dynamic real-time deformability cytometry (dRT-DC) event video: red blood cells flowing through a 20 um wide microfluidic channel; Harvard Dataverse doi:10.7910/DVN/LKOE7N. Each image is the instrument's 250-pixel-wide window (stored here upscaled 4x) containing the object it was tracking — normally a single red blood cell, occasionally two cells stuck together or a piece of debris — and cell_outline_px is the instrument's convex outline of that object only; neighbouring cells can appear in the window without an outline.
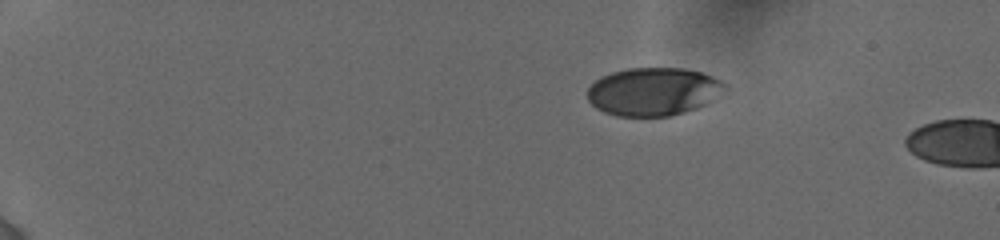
{"species": "human", "species_latin": "Homo sapiens", "temperature_condition": "cold", "stored_images_in_passage": 4, "camera_frame_rate_fps": 3000, "um_per_image_px": 0.085, "donor": {"sex": "female"}, "frame": {"image": 1, "passage_image": 1, "time_ms": 0.0, "image_size_px": [1000, 240], "cell_outline_px": [[724, 84], [704, 104], [696, 108], [684, 112], [668, 116], [616, 116], [604, 112], [596, 108], [588, 100], [588, 88], [600, 76], [612, 72], [628, 68], [684, 68], [700, 72], [712, 76], [720, 80]], "centroid_in_image_um": [55.42, 7.78], "position_along_channel_um": 29.6, "area_um2": 37.74}}